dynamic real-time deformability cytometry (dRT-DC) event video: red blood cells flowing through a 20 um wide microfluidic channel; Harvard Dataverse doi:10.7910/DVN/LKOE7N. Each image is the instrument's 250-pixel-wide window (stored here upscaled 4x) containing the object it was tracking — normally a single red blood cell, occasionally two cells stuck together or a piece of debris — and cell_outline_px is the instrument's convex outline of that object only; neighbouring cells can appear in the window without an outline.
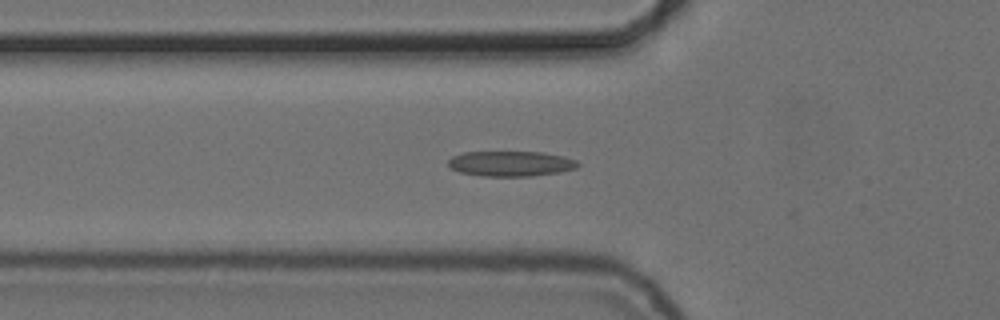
{"species": "common noctule bat (a hibernating species)", "species_latin": "Nyctalus noctula", "temperature_condition": "cold", "stored_images_in_passage": 30, "camera_frame_rate_fps": 3000, "um_per_image_px": 0.085, "animal": {"sex": "female", "body_mass_g": 24.6, "forearm_length_mm": 56.2}, "frame": {"image": 1, "passage_image": 2, "time_ms": 0.333, "image_size_px": [1000, 320], "cell_outline_px": [[580, 164], [576, 168], [560, 172], [532, 176], [480, 176], [460, 172], [452, 168], [448, 164], [448, 160], [452, 156], [464, 152], [544, 152], [564, 156], [576, 160]], "centroid_in_image_um": [43.43, 13.91], "position_along_channel_um": 82.4, "area_um2": 19.13}}
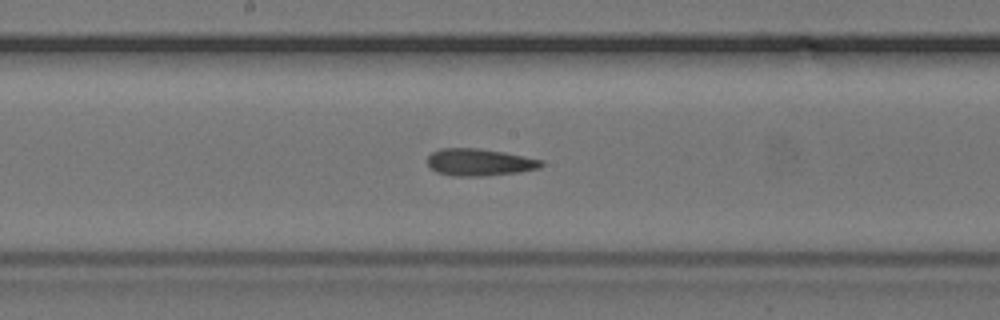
{"frame": {"image": 2, "passage_image": 12, "time_ms": 3.667, "image_size_px": [1000, 320], "cell_outline_px": [[544, 164], [540, 168], [520, 172], [484, 176], [452, 176], [436, 172], [428, 164], [428, 156], [432, 152], [440, 148], [480, 148], [504, 152], [544, 160]], "centroid_in_image_um": [40.77, 13.79], "position_along_channel_um": 207.4, "area_um2": 18.15}}
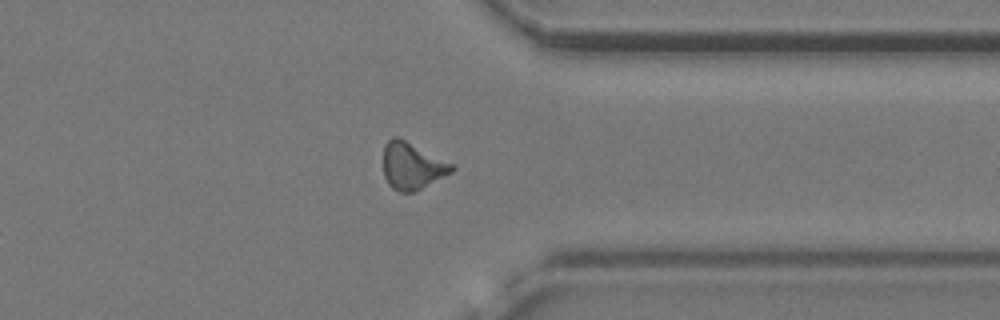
{"frame": {"image": 3, "passage_image": 26, "time_ms": 8.333, "image_size_px": [1000, 320], "cell_outline_px": [[456, 168], [452, 172], [416, 192], [400, 192], [392, 188], [388, 184], [384, 176], [384, 144], [392, 136], [396, 136], [456, 164]], "centroid_in_image_um": [35.06, 14.11], "position_along_channel_um": 376.3, "area_um2": 18.96}, "authors_computed_cell_mechanics": {"area_um2": 18.0914, "velocity_mm_per_s": 3.7193, "shape_relaxation_time_tau1_ms": 5.3764, "shape_relaxation_time_tau2_ms": 3.5496, "deformation_change_tau1": 0.1328, "deformation_change_tau2": 0.1231}}